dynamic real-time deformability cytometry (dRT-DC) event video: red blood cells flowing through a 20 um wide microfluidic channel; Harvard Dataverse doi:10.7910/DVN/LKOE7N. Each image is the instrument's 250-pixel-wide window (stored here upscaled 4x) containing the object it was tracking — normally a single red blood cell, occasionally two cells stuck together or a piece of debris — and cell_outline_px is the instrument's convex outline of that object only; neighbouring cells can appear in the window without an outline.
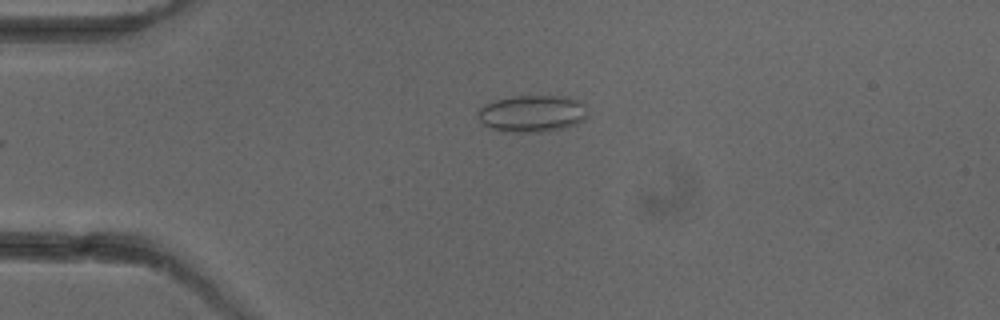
{"species": "common noctule bat (a hibernating species)", "species_latin": "Nyctalus noctula", "temperature_condition": "cold", "stored_images_in_passage": 5, "camera_frame_rate_fps": 3000, "um_per_image_px": 0.085, "animal": {"sex": "female"}, "frame": {"image": 1, "passage_image": 5, "time_ms": 5.333, "image_size_px": [1000, 320], "cell_outline_px": [[588, 116], [584, 120], [576, 124], [564, 128], [544, 132], [504, 132], [492, 128], [484, 124], [480, 120], [476, 112], [484, 104], [496, 100], [512, 96], [568, 96], [580, 100], [584, 104]], "centroid_in_image_um": [45.26, 9.65], "position_along_channel_um": 39.7, "area_um2": 23.87}}